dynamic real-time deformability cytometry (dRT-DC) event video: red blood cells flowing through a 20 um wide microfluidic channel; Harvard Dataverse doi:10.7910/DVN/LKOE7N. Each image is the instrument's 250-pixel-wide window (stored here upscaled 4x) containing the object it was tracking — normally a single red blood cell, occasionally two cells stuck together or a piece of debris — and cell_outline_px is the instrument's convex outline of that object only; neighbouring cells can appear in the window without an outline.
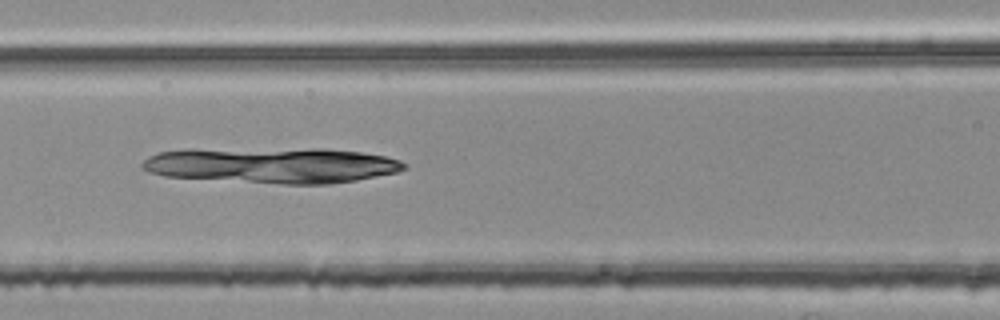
{"species": "common noctule bat (a hibernating species)", "species_latin": "Nyctalus noctula", "temperature_condition": "room temperature", "stored_images_in_passage": 53, "camera_frame_rate_fps": 3000, "um_per_image_px": 0.085, "animal": {"sex": "female", "body_mass_g": 25.1}, "frame": {"image": 1, "passage_image": 23, "time_ms": 7.333, "image_size_px": [1000, 320], "cell_outline_px": [[408, 168], [396, 172], [356, 180], [328, 184], [280, 184], [164, 176], [148, 172], [140, 168], [140, 164], [148, 156], [156, 152], [184, 148], [324, 148], [360, 152], [384, 156], [400, 160], [408, 164]], "centroid_in_image_um": [23.05, 14.02], "position_along_channel_um": 143.5, "area_um2": 55.49}}
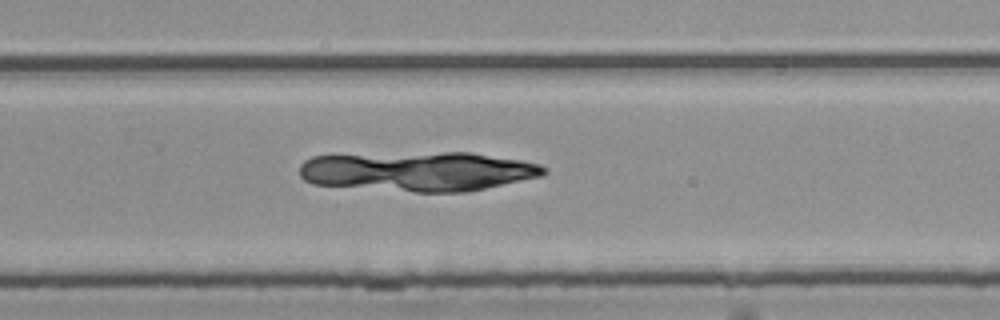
{"frame": {"image": 2, "passage_image": 35, "time_ms": 11.333, "image_size_px": [1000, 320], "cell_outline_px": [[548, 172], [544, 176], [464, 192], [416, 192], [312, 184], [304, 180], [300, 176], [300, 164], [304, 160], [312, 156], [444, 152], [472, 152], [520, 160], [540, 164]], "centroid_in_image_um": [35.56, 14.56], "position_along_channel_um": 294.2, "area_um2": 56.24}}
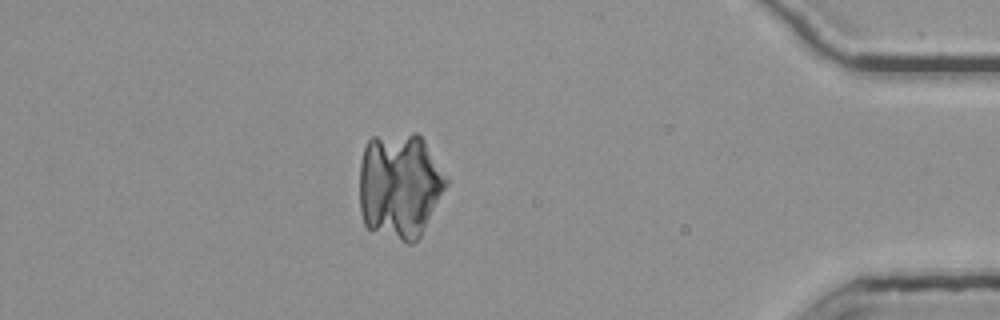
{"frame": {"image": 3, "passage_image": 47, "time_ms": 15.333, "image_size_px": [1000, 320], "cell_outline_px": [[448, 184], [420, 236], [412, 244], [408, 244], [368, 228], [364, 224], [360, 212], [360, 160], [364, 148], [368, 140], [372, 136], [412, 132], [416, 132], [424, 140], [448, 180]], "centroid_in_image_um": [33.95, 15.76], "position_along_channel_um": 401.3, "area_um2": 53.7}}